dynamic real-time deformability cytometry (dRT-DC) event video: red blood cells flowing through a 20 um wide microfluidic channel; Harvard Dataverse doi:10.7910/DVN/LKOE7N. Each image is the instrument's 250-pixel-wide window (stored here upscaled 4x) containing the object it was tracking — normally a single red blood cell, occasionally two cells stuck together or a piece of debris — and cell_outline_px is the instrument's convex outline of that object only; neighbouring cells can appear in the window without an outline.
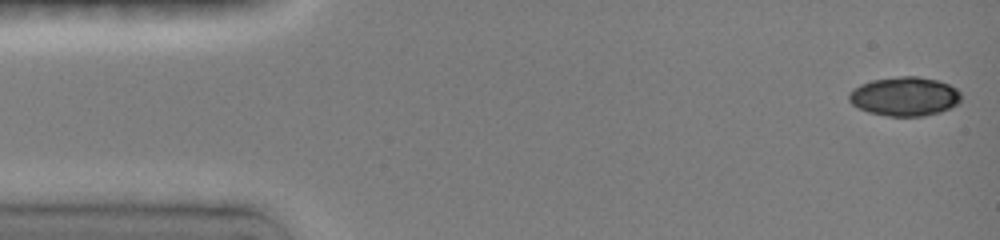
{"species": "common noctule bat (a hibernating species)", "species_latin": "Nyctalus noctula", "temperature_condition": "room temperature", "stored_images_in_passage": 39, "camera_frame_rate_fps": 3000, "um_per_image_px": 0.085, "animal": {"sex": "female", "body_mass_g": 19.0, "forearm_length_mm": 51.5}, "frame": {"image": 1, "passage_image": 1, "time_ms": 0.0, "image_size_px": [1000, 240], "cell_outline_px": [[960, 100], [956, 104], [940, 112], [924, 116], [888, 116], [868, 112], [852, 104], [848, 100], [848, 92], [852, 88], [860, 84], [872, 80], [900, 76], [916, 76], [936, 80], [948, 84], [956, 88], [960, 92]], "centroid_in_image_um": [76.85, 8.19], "position_along_channel_um": 8.1, "area_um2": 25.49}}
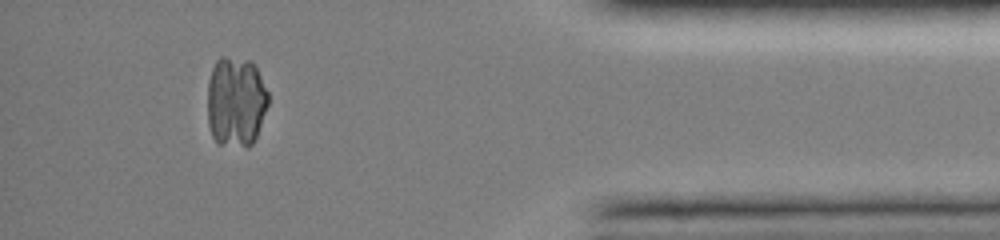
{"frame": {"image": 2, "passage_image": 35, "time_ms": 13.667, "image_size_px": [1000, 240], "cell_outline_px": [[268, 104], [256, 136], [252, 144], [248, 148], [220, 144], [212, 136], [208, 124], [208, 80], [212, 68], [216, 60], [220, 56], [224, 56], [252, 60], [268, 92]], "centroid_in_image_um": [20.04, 8.63], "position_along_channel_um": 415.2, "area_um2": 32.25}}